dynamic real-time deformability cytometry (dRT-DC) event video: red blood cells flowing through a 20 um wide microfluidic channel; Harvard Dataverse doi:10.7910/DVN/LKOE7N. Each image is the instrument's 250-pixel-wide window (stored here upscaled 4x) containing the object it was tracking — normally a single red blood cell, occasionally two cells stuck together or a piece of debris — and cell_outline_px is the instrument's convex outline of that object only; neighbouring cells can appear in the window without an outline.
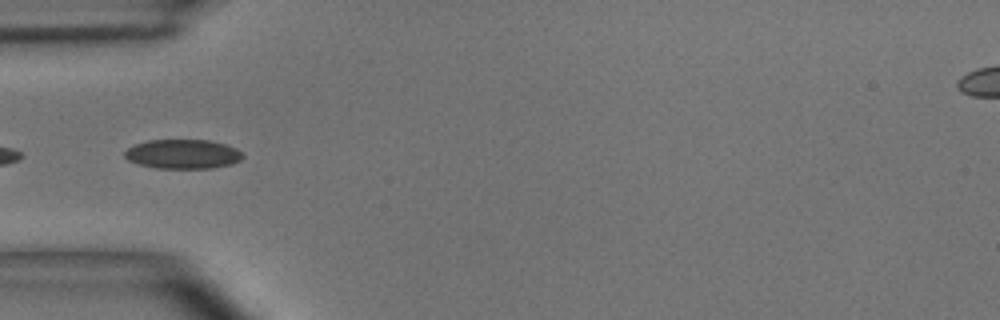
{"species": "common noctule bat (a hibernating species)", "species_latin": "Nyctalus noctula", "temperature_condition": "room temperature", "stored_images_in_passage": 18, "camera_frame_rate_fps": 3000, "um_per_image_px": 0.085, "animal": {"sex": "male", "body_mass_g": 15.6}, "frame": {"image": 1, "passage_image": 8, "time_ms": 2.333, "image_size_px": [1000, 320], "cell_outline_px": [[244, 156], [240, 160], [232, 164], [212, 168], [156, 168], [140, 164], [128, 160], [124, 156], [124, 152], [128, 148], [136, 144], [148, 140], [208, 140], [224, 144], [236, 148]], "centroid_in_image_um": [15.54, 13.1], "position_along_channel_um": 69.5, "area_um2": 20.06}}